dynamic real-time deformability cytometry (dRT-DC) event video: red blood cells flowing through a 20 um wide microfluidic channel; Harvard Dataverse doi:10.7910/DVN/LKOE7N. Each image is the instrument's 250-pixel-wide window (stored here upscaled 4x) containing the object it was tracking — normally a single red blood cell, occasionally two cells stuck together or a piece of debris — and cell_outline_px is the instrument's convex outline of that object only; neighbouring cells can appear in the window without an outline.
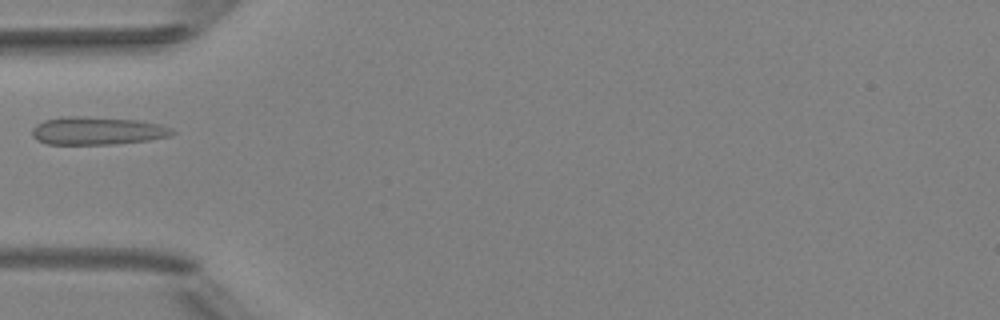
{"species": "Egyptian fruit bat (a non-hibernating species)", "species_latin": "Rousettus aegyptiacus", "temperature_condition": "room temperature", "stored_images_in_passage": 1, "camera_frame_rate_fps": 3000, "um_per_image_px": 0.085, "animal": {"sex": "female"}, "frame": {"image": 1, "passage_image": 1, "time_ms": 0.0, "image_size_px": [1000, 320], "cell_outline_px": [[176, 132], [168, 136], [148, 140], [112, 144], [48, 144], [36, 140], [32, 136], [32, 128], [36, 124], [44, 120], [64, 116], [84, 116], [136, 120], [160, 124], [172, 128]], "centroid_in_image_um": [8.23, 11.11], "position_along_channel_um": 76.8, "area_um2": 22.83}}